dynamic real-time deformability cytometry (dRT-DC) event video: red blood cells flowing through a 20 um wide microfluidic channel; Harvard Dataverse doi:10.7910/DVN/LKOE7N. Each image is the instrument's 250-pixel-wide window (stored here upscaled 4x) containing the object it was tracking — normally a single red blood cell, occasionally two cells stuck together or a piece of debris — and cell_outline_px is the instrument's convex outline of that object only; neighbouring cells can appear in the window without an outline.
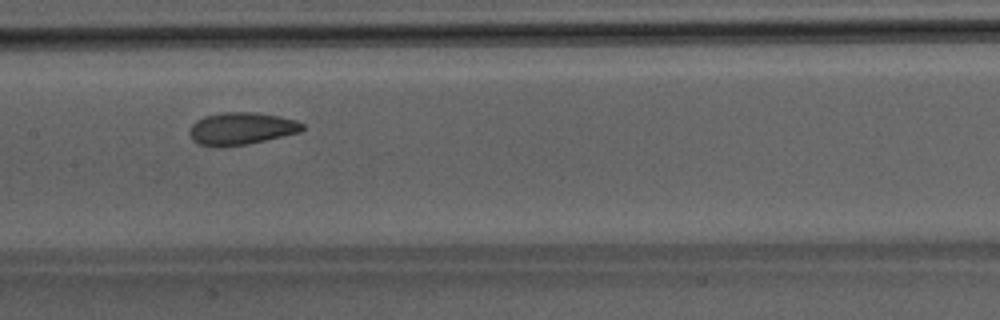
{"species": "Egyptian fruit bat (a non-hibernating species)", "species_latin": "Rousettus aegyptiacus", "temperature_condition": "room temperature", "stored_images_in_passage": 43, "camera_frame_rate_fps": 3000, "um_per_image_px": 0.085, "animal": {"sex": "male"}, "frame": {"image": 1, "passage_image": 19, "time_ms": 6.0, "image_size_px": [1000, 320], "cell_outline_px": [[304, 128], [300, 132], [248, 144], [224, 148], [220, 148], [200, 144], [192, 140], [188, 132], [192, 124], [196, 120], [204, 116], [224, 112], [256, 112], [280, 116], [296, 120], [304, 124]], "centroid_in_image_um": [20.49, 10.93], "position_along_channel_um": 186.9, "area_um2": 21.56}}
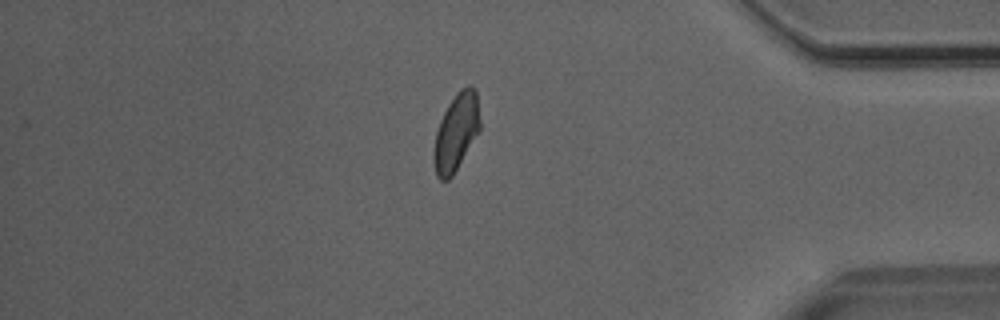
{"frame": {"image": 2, "passage_image": 36, "time_ms": 11.667, "image_size_px": [1000, 320], "cell_outline_px": [[480, 132], [452, 176], [448, 180], [440, 180], [436, 176], [432, 156], [432, 152], [436, 132], [440, 120], [448, 104], [456, 92], [460, 88], [468, 84], [472, 84], [476, 92], [480, 120]], "centroid_in_image_um": [38.77, 11.23], "position_along_channel_um": 396.4, "area_um2": 21.15}}
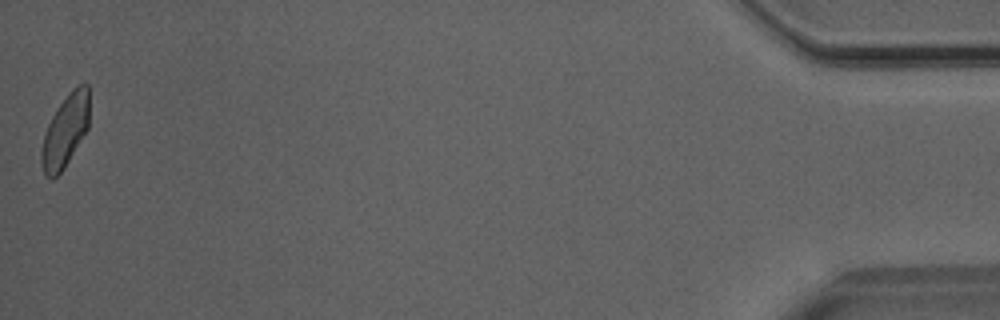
{"frame": {"image": 3, "passage_image": 43, "time_ms": 14.0, "image_size_px": [1000, 320], "cell_outline_px": [[88, 128], [64, 168], [52, 180], [44, 176], [40, 160], [40, 152], [44, 136], [48, 124], [56, 108], [72, 88], [80, 84], [88, 84]], "centroid_in_image_um": [5.52, 11.15], "position_along_channel_um": 429.7, "area_um2": 20.11}}